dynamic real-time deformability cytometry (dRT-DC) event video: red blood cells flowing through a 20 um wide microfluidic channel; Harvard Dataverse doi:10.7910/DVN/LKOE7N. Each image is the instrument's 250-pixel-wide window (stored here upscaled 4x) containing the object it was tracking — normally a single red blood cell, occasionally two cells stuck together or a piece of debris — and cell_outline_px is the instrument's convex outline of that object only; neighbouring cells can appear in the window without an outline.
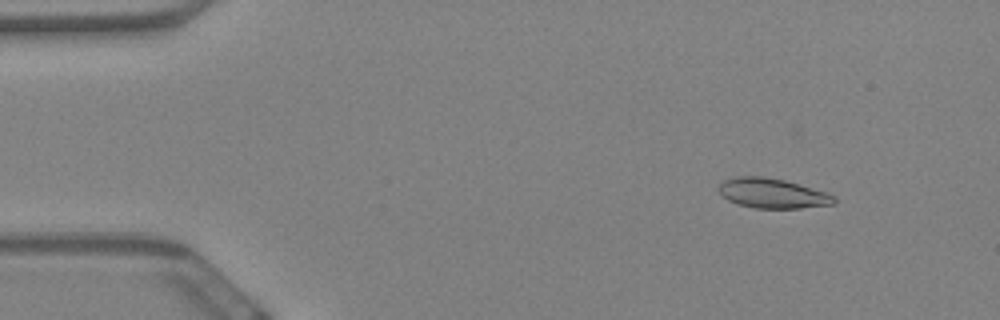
{"species": "Egyptian fruit bat (a non-hibernating species)", "species_latin": "Rousettus aegyptiacus", "temperature_condition": "warm", "stored_images_in_passage": 60, "camera_frame_rate_fps": 3000, "um_per_image_px": 0.085, "animal": {"sex": "female"}, "frame": {"image": 1, "passage_image": 7, "time_ms": 2.0, "image_size_px": [1000, 320], "cell_outline_px": [[836, 204], [800, 208], [756, 208], [736, 204], [720, 196], [716, 188], [724, 180], [736, 176], [764, 176], [784, 180], [828, 192], [836, 196]], "centroid_in_image_um": [65.64, 16.43], "position_along_channel_um": 19.4, "area_um2": 20.4}}
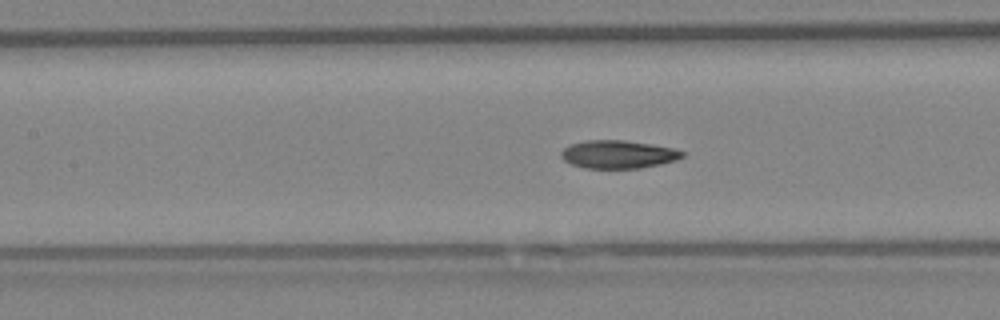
{"frame": {"image": 2, "passage_image": 27, "time_ms": 8.667, "image_size_px": [1000, 320], "cell_outline_px": [[684, 156], [676, 160], [660, 164], [640, 168], [584, 168], [572, 164], [564, 160], [560, 156], [560, 152], [568, 144], [588, 140], [624, 140], [672, 148], [684, 152]], "centroid_in_image_um": [52.5, 13.12], "position_along_channel_um": 154.9, "area_um2": 19.71}}
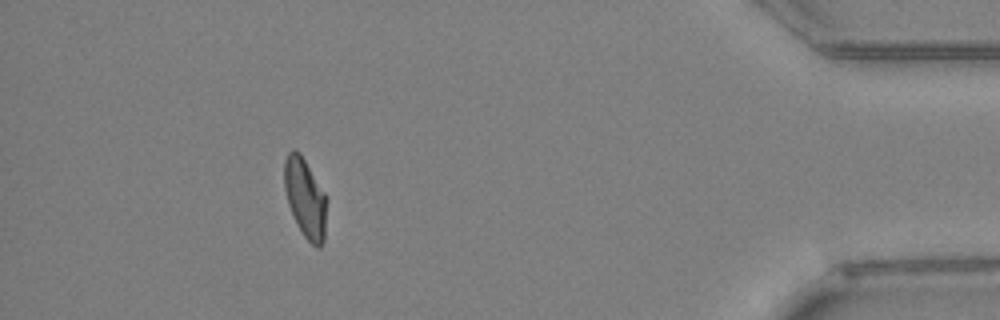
{"frame": {"image": 3, "passage_image": 54, "time_ms": 17.667, "image_size_px": [1000, 320], "cell_outline_px": [[324, 240], [320, 248], [316, 248], [304, 236], [296, 224], [288, 204], [284, 188], [284, 160], [288, 152], [292, 148], [300, 152], [324, 192]], "centroid_in_image_um": [25.89, 16.8], "position_along_channel_um": 409.3, "area_um2": 19.19}, "authors_computed_cell_mechanics": {"area_um2": 19.9699, "velocity_mm_per_s": 3.4487, "shape_relaxation_time_tau1_ms": 6.4108, "shape_relaxation_time_tau2_ms": 2.7964, "deformation_change_tau1": 0.2015, "deformation_change_tau2": 0.0913}}